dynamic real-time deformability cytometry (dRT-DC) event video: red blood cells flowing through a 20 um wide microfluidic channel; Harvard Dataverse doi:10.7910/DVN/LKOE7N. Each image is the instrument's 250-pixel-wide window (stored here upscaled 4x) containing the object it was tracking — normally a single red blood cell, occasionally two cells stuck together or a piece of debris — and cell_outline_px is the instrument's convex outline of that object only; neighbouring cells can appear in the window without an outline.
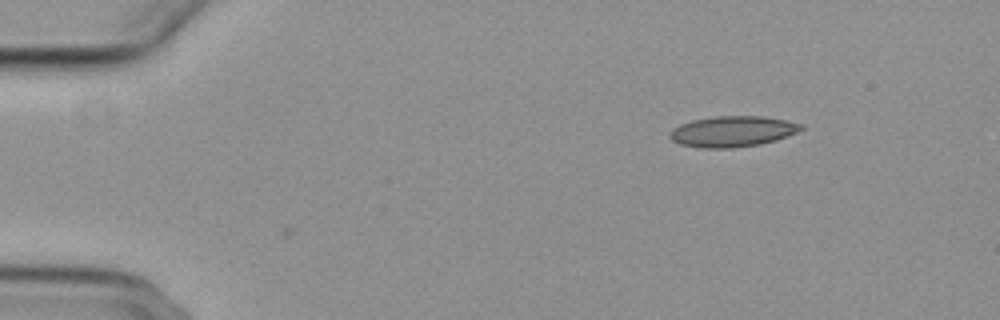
{"species": "common noctule bat (a hibernating species)", "species_latin": "Nyctalus noctula", "temperature_condition": "cold", "stored_images_in_passage": 42, "camera_frame_rate_fps": 3000, "um_per_image_px": 0.085, "animal": {"sex": "female", "body_mass_g": 29.2, "forearm_length_mm": 56.3}, "frame": {"image": 1, "passage_image": 1, "time_ms": 0.0, "image_size_px": [1000, 320], "cell_outline_px": [[804, 128], [788, 136], [776, 140], [760, 144], [732, 148], [700, 148], [680, 144], [672, 140], [668, 136], [668, 132], [672, 128], [680, 124], [692, 120], [716, 116], [764, 116], [804, 124]], "centroid_in_image_um": [62.24, 11.17], "position_along_channel_um": 22.8, "area_um2": 23.7}}
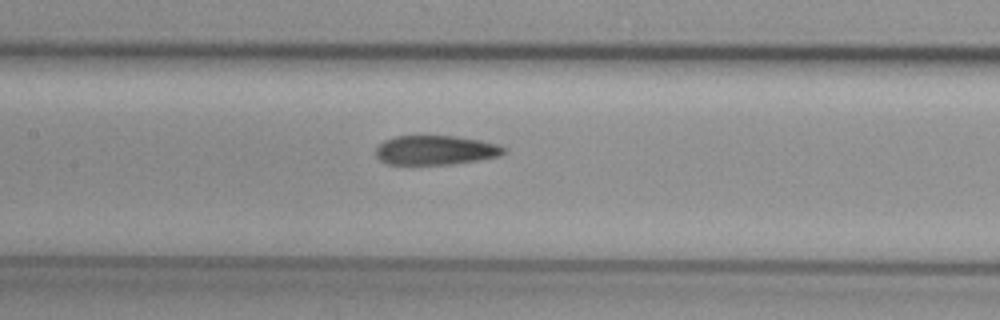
{"frame": {"image": 2, "passage_image": 20, "time_ms": 6.333, "image_size_px": [1000, 320], "cell_outline_px": [[508, 148], [500, 156], [452, 164], [388, 164], [380, 160], [376, 156], [376, 148], [384, 140], [396, 136], [456, 136], [480, 140], [500, 144]], "centroid_in_image_um": [37.05, 12.75], "position_along_channel_um": 170.4, "area_um2": 21.91}}
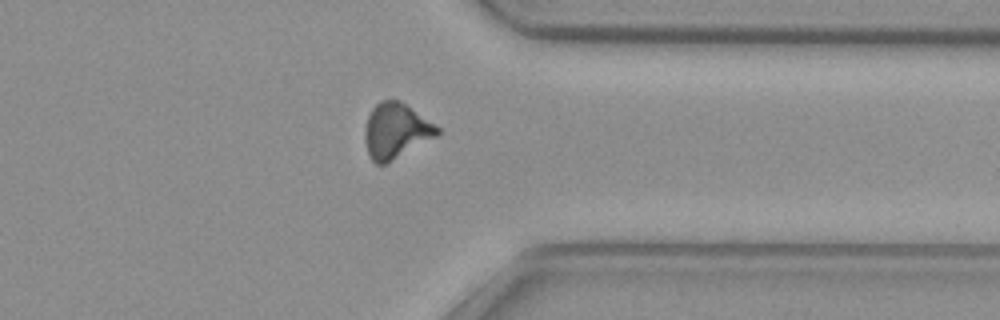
{"frame": {"image": 3, "passage_image": 37, "time_ms": 12.0, "image_size_px": [1000, 320], "cell_outline_px": [[440, 132], [436, 136], [384, 164], [376, 164], [372, 160], [368, 152], [364, 136], [364, 128], [368, 116], [372, 108], [380, 100], [400, 100], [440, 128]], "centroid_in_image_um": [33.62, 11.09], "position_along_channel_um": 377.8, "area_um2": 22.89}, "authors_computed_cell_mechanics": {"area_um2": 22.831, "velocity_mm_per_s": 3.7353, "shape_relaxation_time_tau1_ms": 10.4691, "shape_relaxation_time_tau2_ms": 2.9314, "deformation_change_tau1": 0.2003, "deformation_change_tau2": 0.103}}